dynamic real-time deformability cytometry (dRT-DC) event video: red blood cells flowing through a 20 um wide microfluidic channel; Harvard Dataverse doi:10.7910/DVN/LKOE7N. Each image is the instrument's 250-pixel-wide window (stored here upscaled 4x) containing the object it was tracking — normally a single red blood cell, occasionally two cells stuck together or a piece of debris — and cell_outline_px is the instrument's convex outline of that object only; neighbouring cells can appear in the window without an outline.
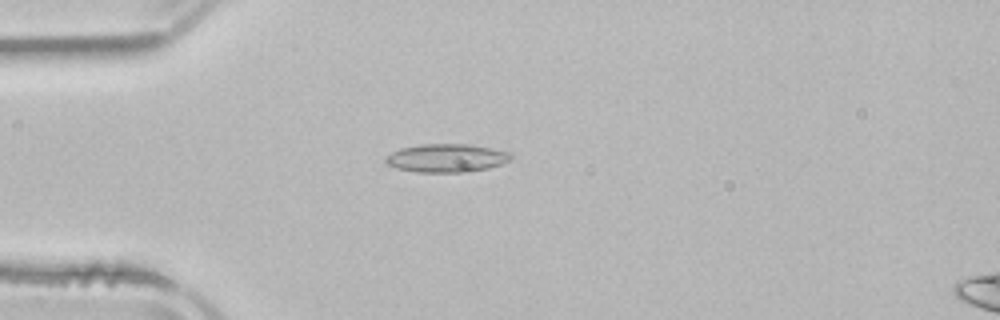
{"species": "common noctule bat (a hibernating species)", "species_latin": "Nyctalus noctula", "temperature_condition": "room temperature", "stored_images_in_passage": 3, "camera_frame_rate_fps": 3000, "um_per_image_px": 0.085, "animal": {"sex": "male", "body_mass_g": 21.5, "forearm_length_mm": 52.0}, "frame": {"image": 1, "passage_image": 3, "time_ms": 4.0, "image_size_px": [1000, 320], "cell_outline_px": [[512, 156], [508, 160], [500, 164], [488, 168], [460, 172], [416, 172], [396, 168], [388, 164], [384, 160], [384, 156], [400, 148], [420, 144], [468, 144], [492, 148], [512, 152]], "centroid_in_image_um": [37.92, 13.42], "position_along_channel_um": 47.1, "area_um2": 20.63}}